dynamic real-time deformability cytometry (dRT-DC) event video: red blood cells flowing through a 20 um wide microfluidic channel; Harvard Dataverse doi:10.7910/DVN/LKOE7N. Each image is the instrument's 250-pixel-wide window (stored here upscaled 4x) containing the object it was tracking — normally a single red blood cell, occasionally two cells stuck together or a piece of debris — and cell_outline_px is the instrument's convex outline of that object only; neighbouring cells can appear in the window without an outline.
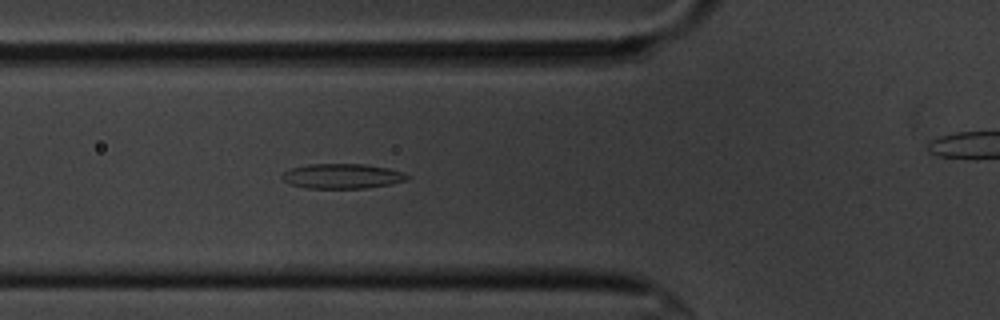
{"species": "common noctule bat (a hibernating species)", "species_latin": "Nyctalus noctula", "temperature_condition": "cold", "stored_images_in_passage": 58, "camera_frame_rate_fps": 3000, "um_per_image_px": 0.085, "animal": {"sex": "male", "body_mass_g": 20.1, "forearm_length_mm": 53.5}, "frame": {"image": 1, "passage_image": 20, "time_ms": 6.333, "image_size_px": [1000, 320], "cell_outline_px": [[412, 176], [408, 180], [392, 184], [364, 188], [308, 188], [292, 184], [284, 180], [280, 176], [284, 172], [292, 168], [308, 164], [364, 164], [388, 168], [404, 172]], "centroid_in_image_um": [29.16, 14.97], "position_along_channel_um": 96.6, "area_um2": 18.15}}
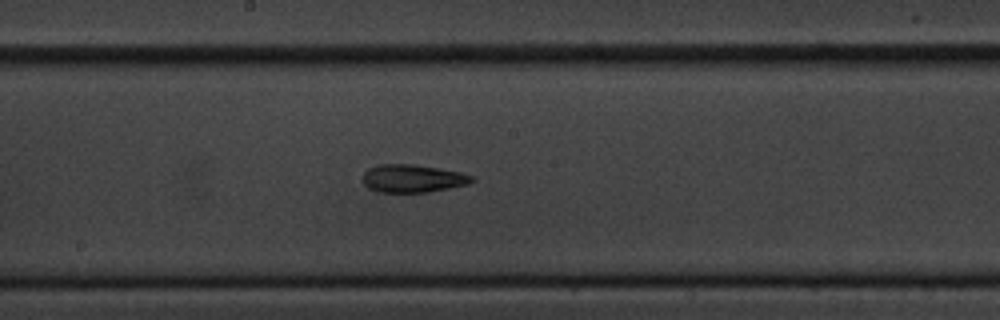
{"frame": {"image": 2, "passage_image": 30, "time_ms": 9.667, "image_size_px": [1000, 320], "cell_outline_px": [[476, 180], [468, 184], [428, 192], [376, 192], [368, 188], [364, 184], [364, 172], [368, 168], [380, 164], [416, 164], [440, 168], [460, 172], [472, 176]], "centroid_in_image_um": [35.08, 15.16], "position_along_channel_um": 213.1, "area_um2": 17.8}}
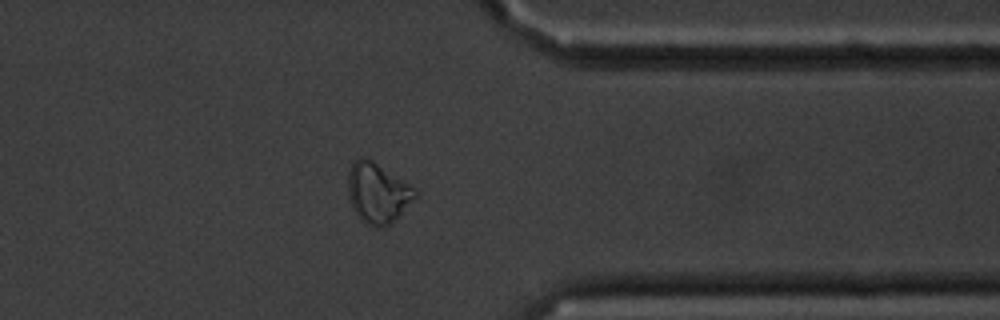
{"frame": {"image": 3, "passage_image": 45, "time_ms": 14.667, "image_size_px": [1000, 320], "cell_outline_px": [[420, 192], [388, 224], [376, 228], [364, 224], [356, 212], [348, 196], [348, 172], [352, 164], [360, 156], [364, 156], [372, 160], [416, 188]], "centroid_in_image_um": [32.08, 16.36], "position_along_channel_um": 379.3, "area_um2": 23.12}, "authors_computed_cell_mechanics": {"area_um2": 19.0451, "velocity_mm_per_s": 3.473, "shape_relaxation_time_tau1_ms": null, "shape_relaxation_time_tau2_ms": 3.8182, "deformation_change_tau1": null, "deformation_change_tau2": 0.1272}}